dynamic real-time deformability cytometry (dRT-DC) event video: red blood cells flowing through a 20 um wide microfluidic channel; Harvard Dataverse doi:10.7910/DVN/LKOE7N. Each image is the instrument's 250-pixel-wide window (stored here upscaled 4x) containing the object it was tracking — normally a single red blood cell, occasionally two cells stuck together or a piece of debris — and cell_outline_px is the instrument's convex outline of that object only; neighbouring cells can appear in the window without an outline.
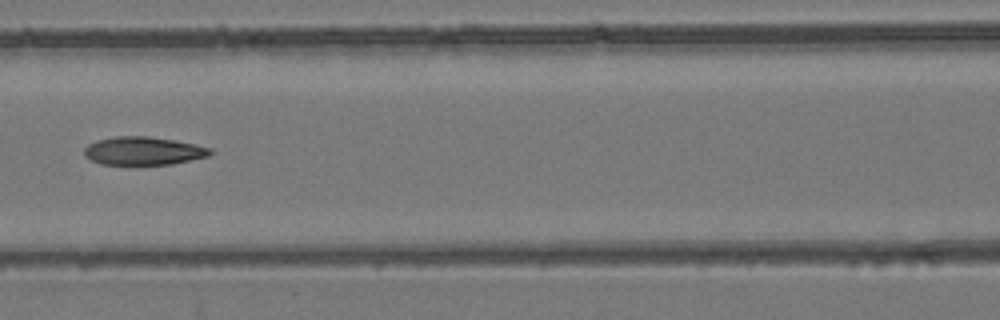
{"species": "common noctule bat (a hibernating species)", "species_latin": "Nyctalus noctula", "temperature_condition": "room temperature", "stored_images_in_passage": 3, "camera_frame_rate_fps": 3000, "um_per_image_px": 0.085, "animal": {"sex": "female", "body_mass_g": 24.6, "forearm_length_mm": 56.2}, "frame": {"image": 1, "passage_image": 3, "time_ms": 0.667, "image_size_px": [1000, 320], "cell_outline_px": [[212, 152], [208, 156], [192, 160], [172, 164], [100, 164], [84, 156], [84, 148], [88, 144], [96, 140], [116, 136], [148, 136], [176, 140], [212, 148]], "centroid_in_image_um": [12.18, 12.82], "position_along_channel_um": 154.4, "area_um2": 20.75}}